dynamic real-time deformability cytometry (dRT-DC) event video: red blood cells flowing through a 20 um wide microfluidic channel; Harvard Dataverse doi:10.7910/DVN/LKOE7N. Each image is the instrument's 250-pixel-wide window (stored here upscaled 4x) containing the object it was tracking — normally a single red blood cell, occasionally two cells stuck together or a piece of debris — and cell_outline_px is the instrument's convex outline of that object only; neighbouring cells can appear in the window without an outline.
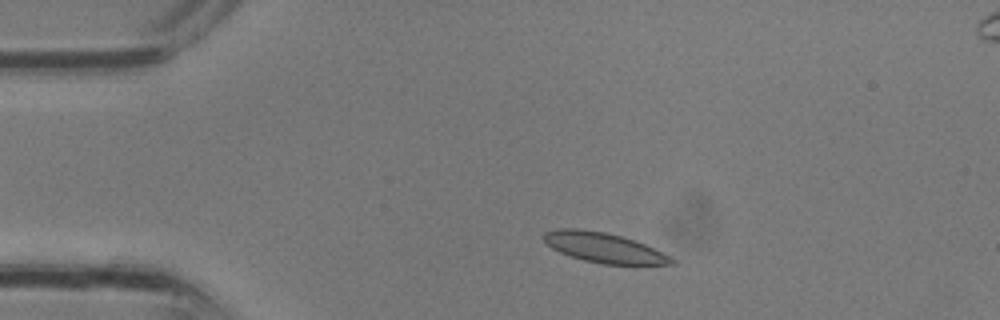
{"species": "common noctule bat (a hibernating species)", "species_latin": "Nyctalus noctula", "temperature_condition": "room temperature", "stored_images_in_passage": 4, "camera_frame_rate_fps": 3000, "um_per_image_px": 0.085, "animal": {"sex": "male", "body_mass_g": 13.3}, "frame": {"image": 1, "passage_image": 2, "time_ms": 0.333, "image_size_px": [1000, 320], "cell_outline_px": [[676, 264], [604, 264], [584, 260], [560, 252], [552, 248], [544, 240], [544, 232], [556, 228], [576, 228], [604, 232], [620, 236], [644, 244], [676, 260]], "centroid_in_image_um": [51.29, 21.04], "position_along_channel_um": 33.7, "area_um2": 21.79}}